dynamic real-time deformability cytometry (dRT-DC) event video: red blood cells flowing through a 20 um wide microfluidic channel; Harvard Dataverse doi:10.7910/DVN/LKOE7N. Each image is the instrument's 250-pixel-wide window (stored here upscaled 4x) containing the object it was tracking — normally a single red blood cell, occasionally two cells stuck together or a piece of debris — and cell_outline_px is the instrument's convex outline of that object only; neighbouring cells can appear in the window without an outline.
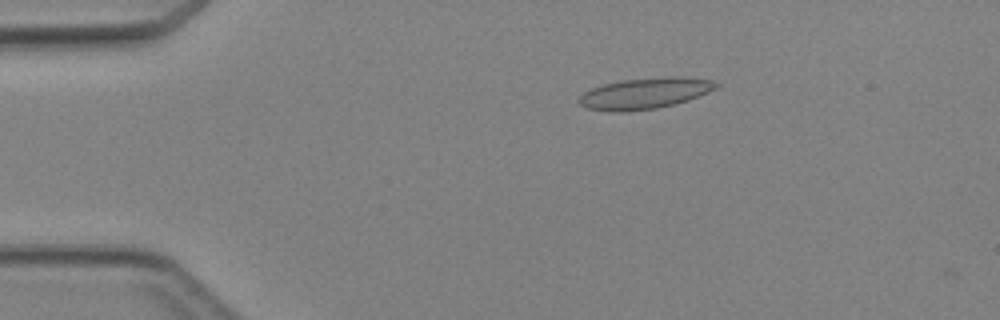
{"species": "Egyptian fruit bat (a non-hibernating species)", "species_latin": "Rousettus aegyptiacus", "temperature_condition": "cold", "stored_images_in_passage": 4, "camera_frame_rate_fps": 3000, "um_per_image_px": 0.085, "animal": {"sex": "female"}, "frame": {"image": 1, "passage_image": 2, "time_ms": 2.0, "image_size_px": [1000, 320], "cell_outline_px": [[720, 88], [688, 100], [656, 108], [624, 112], [608, 112], [588, 108], [580, 104], [576, 100], [584, 92], [592, 88], [604, 84], [620, 80], [664, 76], [680, 76], [712, 80], [720, 84]], "centroid_in_image_um": [54.83, 7.92], "position_along_channel_um": 30.2, "area_um2": 25.09}}
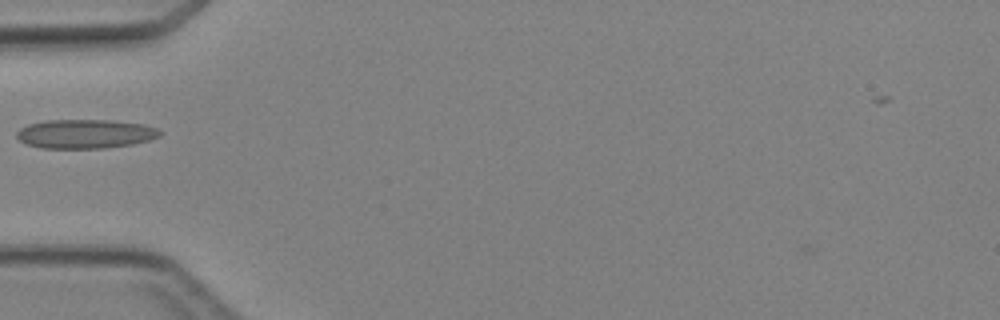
{"frame": {"image": 2, "passage_image": 4, "time_ms": 4.333, "image_size_px": [1000, 320], "cell_outline_px": [[164, 132], [160, 136], [148, 140], [132, 144], [104, 148], [40, 148], [28, 144], [20, 140], [16, 136], [16, 132], [20, 128], [28, 124], [44, 120], [112, 120], [144, 124], [156, 128]], "centroid_in_image_um": [7.25, 11.37], "position_along_channel_um": 77.8, "area_um2": 24.33}}